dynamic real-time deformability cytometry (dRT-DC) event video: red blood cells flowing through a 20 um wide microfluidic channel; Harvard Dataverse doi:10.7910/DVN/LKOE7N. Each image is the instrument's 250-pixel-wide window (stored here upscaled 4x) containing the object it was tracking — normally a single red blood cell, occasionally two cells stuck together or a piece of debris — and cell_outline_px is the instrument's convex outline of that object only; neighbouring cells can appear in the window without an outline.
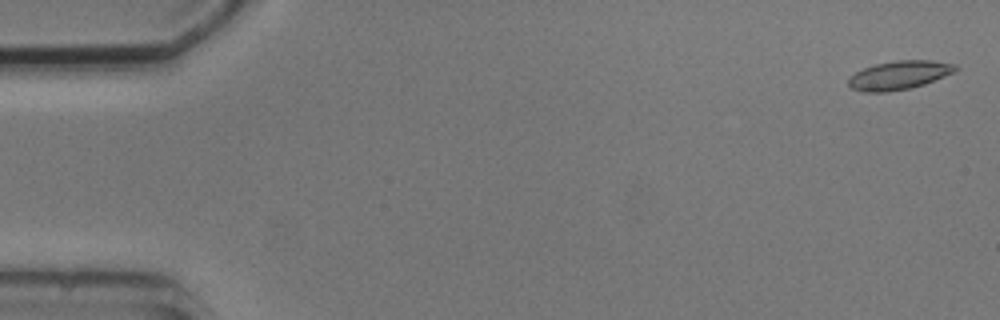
{"species": "common noctule bat (a hibernating species)", "species_latin": "Nyctalus noctula", "temperature_condition": "cold", "stored_images_in_passage": 2, "camera_frame_rate_fps": 3000, "um_per_image_px": 0.085, "animal": {"sex": "male", "body_mass_g": 20.5, "forearm_length_mm": 52.5}, "frame": {"image": 1, "passage_image": 1, "time_ms": 0.0, "image_size_px": [1000, 320], "cell_outline_px": [[960, 68], [944, 76], [924, 84], [908, 88], [888, 92], [864, 92], [852, 88], [848, 84], [848, 80], [856, 72], [864, 68], [876, 64], [896, 60], [932, 60], [956, 64]], "centroid_in_image_um": [76.44, 6.38], "position_along_channel_um": 8.6, "area_um2": 17.69}}